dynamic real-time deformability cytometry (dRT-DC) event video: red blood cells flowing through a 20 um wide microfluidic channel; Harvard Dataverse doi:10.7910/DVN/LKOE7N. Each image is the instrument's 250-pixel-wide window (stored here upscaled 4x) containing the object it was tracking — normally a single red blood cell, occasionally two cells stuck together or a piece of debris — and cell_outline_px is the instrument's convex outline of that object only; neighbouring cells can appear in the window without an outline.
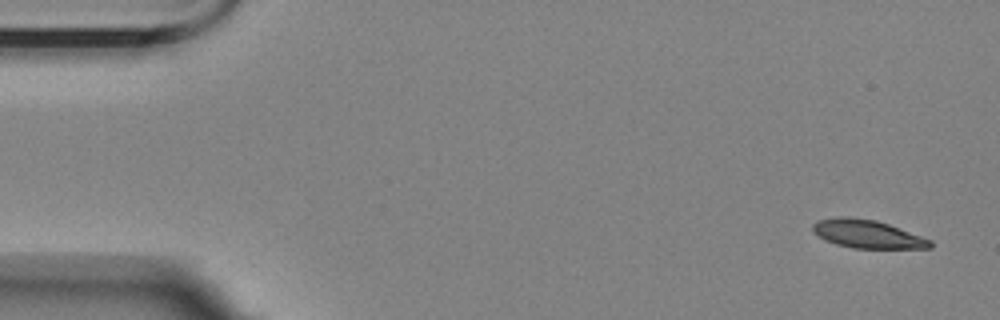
{"species": "Egyptian fruit bat (a non-hibernating species)", "species_latin": "Rousettus aegyptiacus", "temperature_condition": "room temperature", "stored_images_in_passage": 5, "camera_frame_rate_fps": 3000, "um_per_image_px": 0.085, "animal": {"sex": "female"}, "frame": {"image": 1, "passage_image": 1, "time_ms": 0.0, "image_size_px": [1000, 320], "cell_outline_px": [[932, 248], [852, 248], [836, 244], [824, 240], [812, 232], [812, 224], [816, 220], [836, 216], [848, 216], [876, 220], [888, 224], [932, 240]], "centroid_in_image_um": [73.66, 19.88], "position_along_channel_um": 11.3, "area_um2": 19.48}}
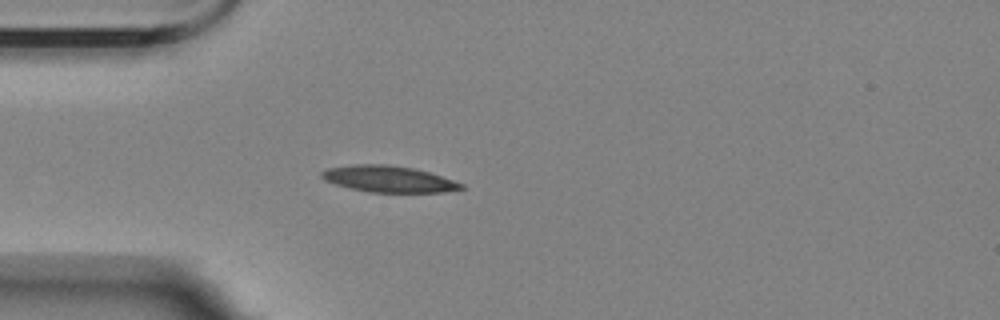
{"frame": {"image": 2, "passage_image": 5, "time_ms": 4.333, "image_size_px": [1000, 320], "cell_outline_px": [[464, 188], [444, 192], [368, 192], [336, 184], [324, 180], [320, 176], [320, 172], [328, 168], [352, 164], [388, 164], [412, 168], [428, 172], [464, 184]], "centroid_in_image_um": [32.99, 15.21], "position_along_channel_um": 52.0, "area_um2": 21.27}}